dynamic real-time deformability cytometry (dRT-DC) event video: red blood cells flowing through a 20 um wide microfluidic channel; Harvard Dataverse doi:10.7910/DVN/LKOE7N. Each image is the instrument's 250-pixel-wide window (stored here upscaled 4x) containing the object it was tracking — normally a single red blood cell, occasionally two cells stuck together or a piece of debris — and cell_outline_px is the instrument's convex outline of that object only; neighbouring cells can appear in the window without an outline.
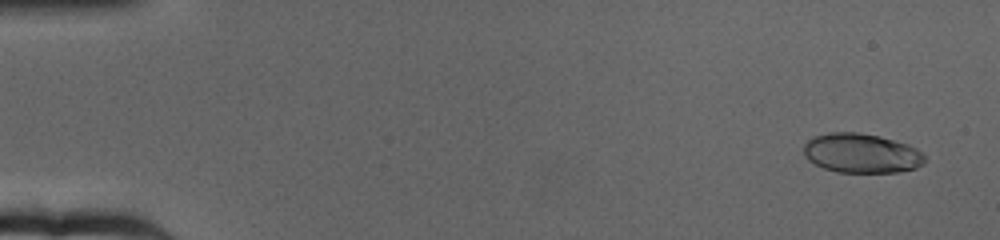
{"species": "human", "species_latin": "Homo sapiens", "temperature_condition": "cold", "stored_images_in_passage": 65, "camera_frame_rate_fps": 3000, "um_per_image_px": 0.085, "donor": {"sex": "female"}, "frame": {"image": 1, "passage_image": 4, "time_ms": 1.0, "image_size_px": [1000, 240], "cell_outline_px": [[924, 164], [916, 168], [896, 172], [836, 172], [824, 168], [808, 160], [804, 156], [804, 144], [808, 140], [816, 136], [832, 132], [860, 132], [880, 136], [908, 144], [916, 148], [924, 156]], "centroid_in_image_um": [73.22, 13.02], "position_along_channel_um": 11.8, "area_um2": 27.8}}
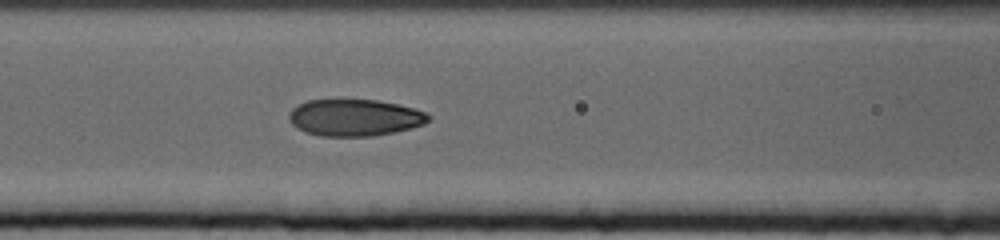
{"frame": {"image": 2, "passage_image": 29, "time_ms": 9.333, "image_size_px": [1000, 240], "cell_outline_px": [[432, 116], [424, 124], [412, 128], [372, 136], [320, 136], [304, 132], [292, 124], [288, 120], [288, 112], [292, 108], [308, 100], [340, 96], [380, 100], [412, 108], [424, 112]], "centroid_in_image_um": [30.08, 9.95], "position_along_channel_um": 136.5, "area_um2": 30.87}}
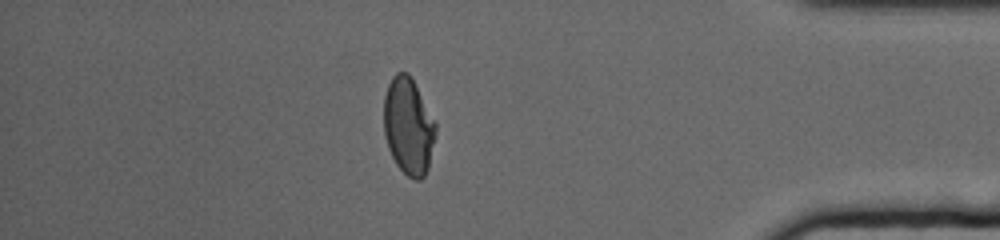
{"frame": {"image": 3, "passage_image": 57, "time_ms": 18.667, "image_size_px": [1000, 240], "cell_outline_px": [[436, 132], [428, 168], [424, 176], [420, 180], [416, 180], [408, 176], [396, 164], [388, 148], [384, 136], [384, 96], [388, 84], [392, 76], [396, 72], [408, 72], [436, 124]], "centroid_in_image_um": [34.69, 10.73], "position_along_channel_um": 400.5, "area_um2": 29.02}, "authors_computed_cell_mechanics": {"area_um2": 29.5358, "velocity_mm_per_s": 3.1803, "shape_relaxation_time_tau1_ms": 4.0673, "shape_relaxation_time_tau2_ms": 1.166, "deformation_change_tau1": 0.1643, "deformation_change_tau2": 0.0585}}